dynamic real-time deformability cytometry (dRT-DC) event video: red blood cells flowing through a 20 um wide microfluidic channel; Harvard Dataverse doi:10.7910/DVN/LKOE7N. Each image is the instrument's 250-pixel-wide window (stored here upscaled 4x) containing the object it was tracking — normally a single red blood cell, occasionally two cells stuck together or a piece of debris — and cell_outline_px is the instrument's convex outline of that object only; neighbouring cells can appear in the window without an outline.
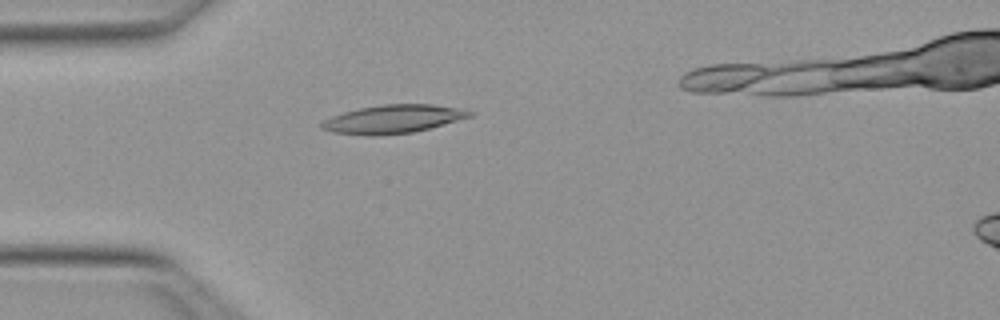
{"species": "Egyptian fruit bat (a non-hibernating species)", "species_latin": "Rousettus aegyptiacus", "temperature_condition": "warm", "stored_images_in_passage": 43, "camera_frame_rate_fps": 3000, "um_per_image_px": 0.085, "animal": {"sex": "female"}, "frame": {"image": 1, "passage_image": 12, "time_ms": 3.667, "image_size_px": [1000, 320], "cell_outline_px": [[476, 112], [472, 116], [444, 124], [412, 132], [380, 136], [368, 136], [332, 132], [320, 128], [320, 124], [324, 120], [332, 116], [344, 112], [360, 108], [384, 104], [432, 104], [464, 108]], "centroid_in_image_um": [33.44, 10.12], "position_along_channel_um": 51.6, "area_um2": 24.62}}
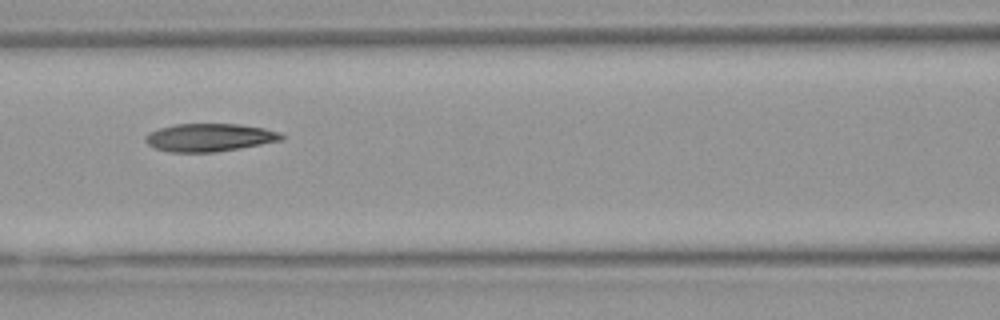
{"frame": {"image": 2, "passage_image": 20, "time_ms": 6.333, "image_size_px": [1000, 320], "cell_outline_px": [[284, 140], [240, 148], [216, 152], [168, 152], [156, 148], [148, 144], [144, 140], [144, 136], [148, 132], [160, 128], [176, 124], [240, 124], [264, 128], [280, 132], [284, 136]], "centroid_in_image_um": [17.81, 11.68], "position_along_channel_um": 148.8, "area_um2": 22.25}}
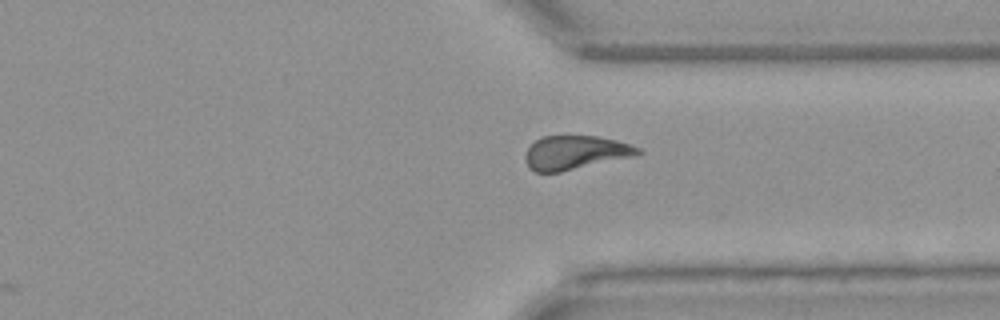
{"frame": {"image": 3, "passage_image": 36, "time_ms": 11.667, "image_size_px": [1000, 320], "cell_outline_px": [[644, 152], [640, 156], [560, 172], [536, 172], [528, 168], [524, 156], [528, 148], [536, 140], [544, 136], [596, 136], [616, 140], [640, 148]], "centroid_in_image_um": [48.96, 12.99], "position_along_channel_um": 362.4, "area_um2": 22.54}, "authors_computed_cell_mechanics": {"area_um2": 22.9466, "velocity_mm_per_s": 4.012, "shape_relaxation_time_tau1_ms": 9.0892, "shape_relaxation_time_tau2_ms": 4.6577, "deformation_change_tau1": 0.2282, "deformation_change_tau2": 0.1342}}